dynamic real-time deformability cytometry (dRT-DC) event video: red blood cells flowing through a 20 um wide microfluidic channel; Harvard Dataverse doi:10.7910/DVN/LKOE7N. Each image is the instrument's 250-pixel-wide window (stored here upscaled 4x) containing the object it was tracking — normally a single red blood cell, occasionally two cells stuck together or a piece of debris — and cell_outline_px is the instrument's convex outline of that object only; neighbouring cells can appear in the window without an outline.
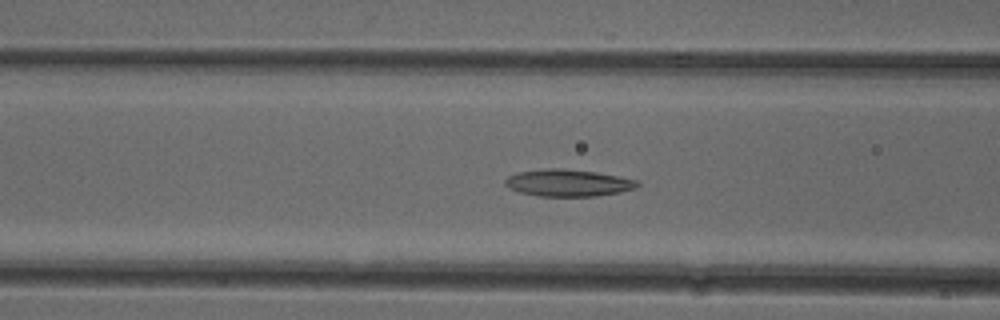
{"species": "common noctule bat (a hibernating species)", "species_latin": "Nyctalus noctula", "temperature_condition": "cold", "stored_images_in_passage": 51, "camera_frame_rate_fps": 3000, "um_per_image_px": 0.085, "animal": {"sex": "female"}, "frame": {"image": 1, "passage_image": 20, "time_ms": 6.333, "image_size_px": [1000, 320], "cell_outline_px": [[640, 184], [636, 188], [620, 192], [596, 196], [540, 196], [520, 192], [508, 188], [504, 184], [504, 180], [508, 176], [520, 172], [548, 168], [564, 168], [596, 172], [636, 180]], "centroid_in_image_um": [48.27, 15.54], "position_along_channel_um": 118.3, "area_um2": 20.69}}
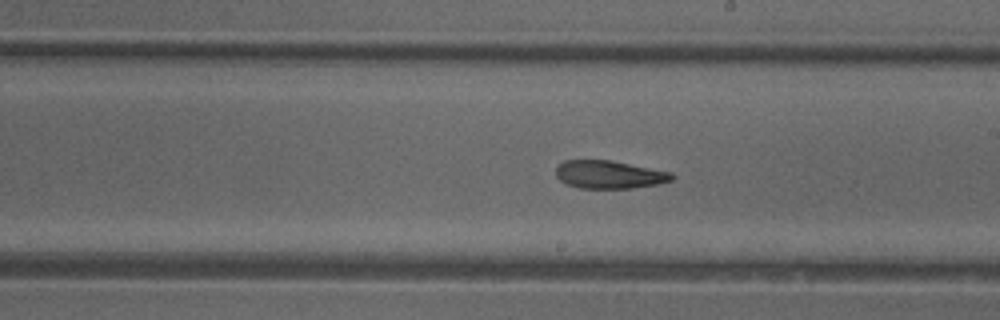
{"frame": {"image": 2, "passage_image": 29, "time_ms": 9.333, "image_size_px": [1000, 320], "cell_outline_px": [[676, 176], [672, 180], [656, 184], [632, 188], [580, 188], [568, 184], [560, 180], [556, 176], [556, 168], [564, 160], [608, 160], [672, 172]], "centroid_in_image_um": [51.79, 14.84], "position_along_channel_um": 237.2, "area_um2": 18.73}}
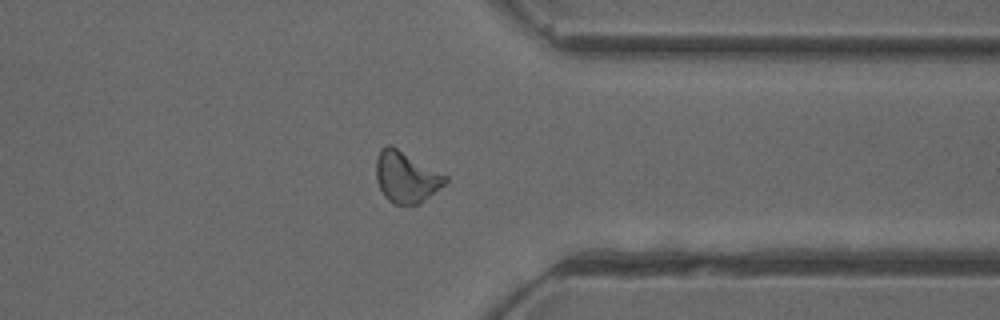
{"frame": {"image": 3, "passage_image": 40, "time_ms": 13.0, "image_size_px": [1000, 320], "cell_outline_px": [[448, 180], [444, 184], [420, 204], [392, 204], [384, 196], [376, 180], [376, 156], [380, 148], [388, 144], [392, 144], [448, 176]], "centroid_in_image_um": [34.5, 15.02], "position_along_channel_um": 376.9, "area_um2": 20.87}, "authors_computed_cell_mechanics": {"area_um2": 20.5768, "velocity_mm_per_s": 3.9629, "shape_relaxation_time_tau1_ms": null, "shape_relaxation_time_tau2_ms": 3.7697, "deformation_change_tau1": null, "deformation_change_tau2": 0.1239}}